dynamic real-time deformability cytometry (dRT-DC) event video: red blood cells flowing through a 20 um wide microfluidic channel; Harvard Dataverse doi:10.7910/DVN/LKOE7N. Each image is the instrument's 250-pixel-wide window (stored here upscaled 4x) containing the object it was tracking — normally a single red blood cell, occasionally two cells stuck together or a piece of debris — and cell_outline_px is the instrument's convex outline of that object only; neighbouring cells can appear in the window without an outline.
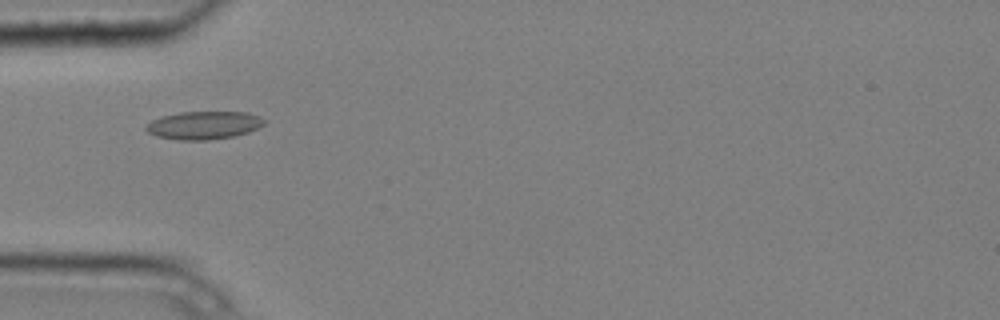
{"species": "common noctule bat (a hibernating species)", "species_latin": "Nyctalus noctula", "temperature_condition": "cold", "stored_images_in_passage": 6, "camera_frame_rate_fps": 3000, "um_per_image_px": 0.085, "animal": {"sex": "male", "body_mass_g": 20.4}, "frame": {"image": 1, "passage_image": 4, "time_ms": 1.0, "image_size_px": [1000, 320], "cell_outline_px": [[268, 120], [264, 124], [248, 132], [232, 136], [208, 140], [180, 140], [156, 136], [148, 132], [144, 128], [152, 120], [160, 116], [180, 112], [248, 112], [260, 116]], "centroid_in_image_um": [17.33, 10.63], "position_along_channel_um": 67.7, "area_um2": 19.31}}
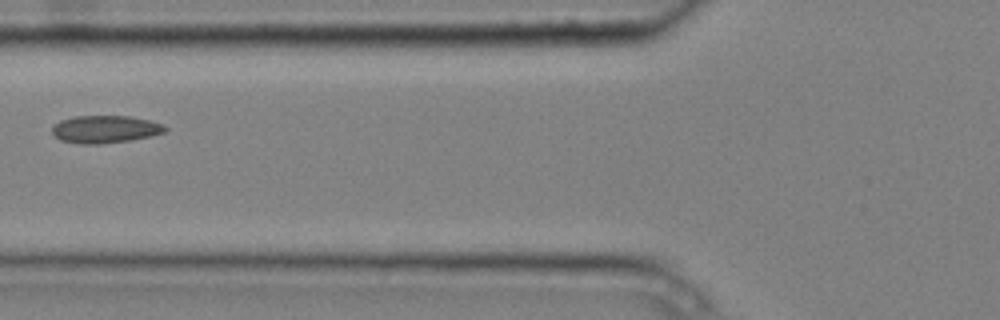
{"frame": {"image": 2, "passage_image": 5, "time_ms": 1.333, "image_size_px": [1000, 320], "cell_outline_px": [[168, 128], [164, 132], [152, 136], [128, 140], [100, 144], [80, 144], [60, 140], [52, 132], [52, 128], [60, 120], [76, 116], [128, 116], [148, 120], [164, 124]], "centroid_in_image_um": [8.95, 10.98], "position_along_channel_um": 116.9, "area_um2": 18.03}}
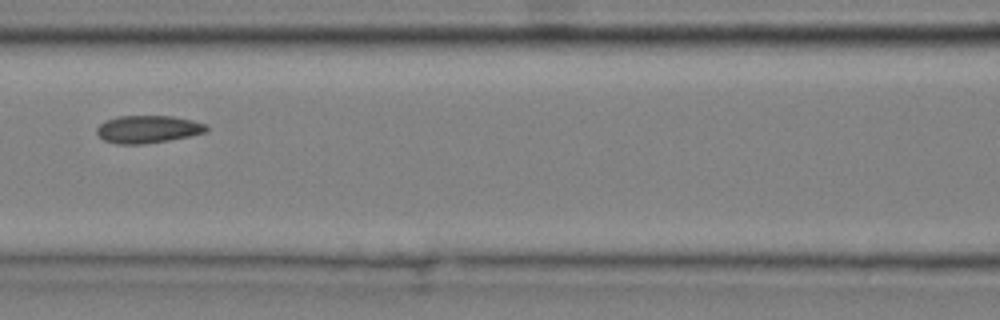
{"frame": {"image": 3, "passage_image": 6, "time_ms": 1.667, "image_size_px": [1000, 320], "cell_outline_px": [[208, 132], [192, 136], [144, 144], [116, 144], [104, 140], [96, 132], [96, 128], [104, 120], [116, 116], [172, 116], [192, 120], [208, 124]], "centroid_in_image_um": [12.59, 10.98], "position_along_channel_um": 154.0, "area_um2": 17.86}}